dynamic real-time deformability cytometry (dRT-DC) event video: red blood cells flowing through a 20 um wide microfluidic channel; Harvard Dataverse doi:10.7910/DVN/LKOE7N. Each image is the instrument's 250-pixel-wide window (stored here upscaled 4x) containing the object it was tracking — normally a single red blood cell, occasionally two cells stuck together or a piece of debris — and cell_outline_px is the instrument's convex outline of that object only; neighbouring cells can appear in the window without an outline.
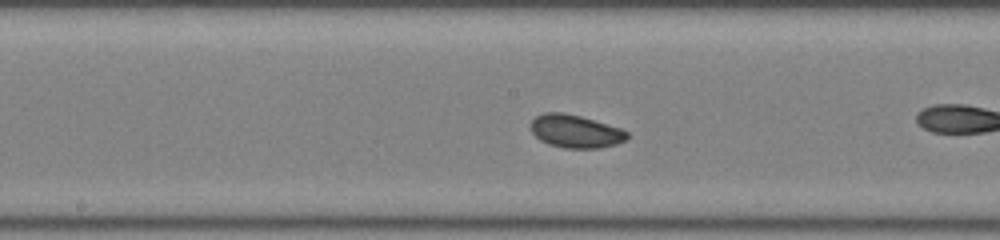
{"species": "common noctule bat (a hibernating species)", "species_latin": "Nyctalus noctula", "temperature_condition": "room temperature", "stored_images_in_passage": 35, "camera_frame_rate_fps": 3000, "um_per_image_px": 0.085, "animal": {"sex": "female", "body_mass_g": 22.0, "forearm_length_mm": 56.7}, "frame": {"image": 1, "passage_image": 11, "time_ms": 3.333, "image_size_px": [1000, 240], "cell_outline_px": [[628, 136], [624, 140], [616, 144], [600, 148], [564, 148], [548, 144], [540, 140], [532, 132], [532, 120], [536, 116], [544, 112], [560, 112], [580, 116], [620, 128], [628, 132]], "centroid_in_image_um": [48.9, 11.16], "position_along_channel_um": 199.3, "area_um2": 18.32}}